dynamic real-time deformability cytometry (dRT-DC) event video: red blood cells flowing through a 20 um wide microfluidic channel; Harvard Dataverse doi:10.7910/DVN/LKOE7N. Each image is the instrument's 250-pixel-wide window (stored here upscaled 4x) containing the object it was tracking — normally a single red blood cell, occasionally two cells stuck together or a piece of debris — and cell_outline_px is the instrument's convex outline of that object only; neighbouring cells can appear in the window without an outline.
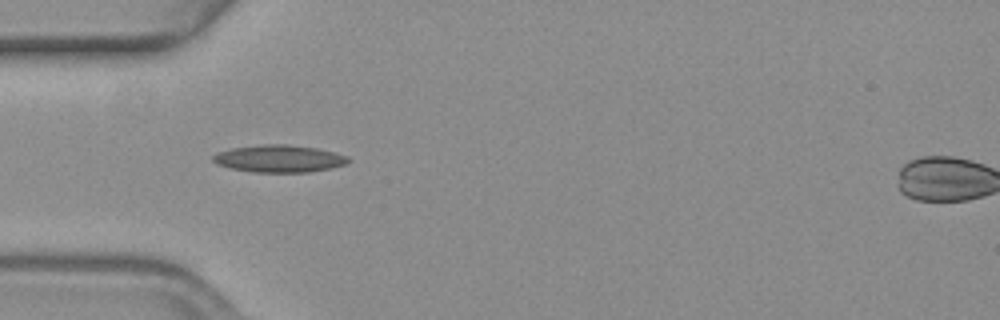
{"species": "common noctule bat (a hibernating species)", "species_latin": "Nyctalus noctula", "temperature_condition": "warm", "stored_images_in_passage": 38, "camera_frame_rate_fps": 3000, "um_per_image_px": 0.085, "animal": {"sex": "female", "body_mass_g": 19.3, "forearm_length_mm": 54.1}, "frame": {"image": 1, "passage_image": 1, "time_ms": 0.0, "image_size_px": [1000, 320], "cell_outline_px": [[352, 160], [344, 164], [332, 168], [308, 172], [252, 172], [232, 168], [216, 164], [212, 160], [212, 156], [216, 152], [232, 148], [260, 144], [288, 144], [316, 148], [348, 156]], "centroid_in_image_um": [23.7, 13.48], "position_along_channel_um": 61.3, "area_um2": 21.56}}
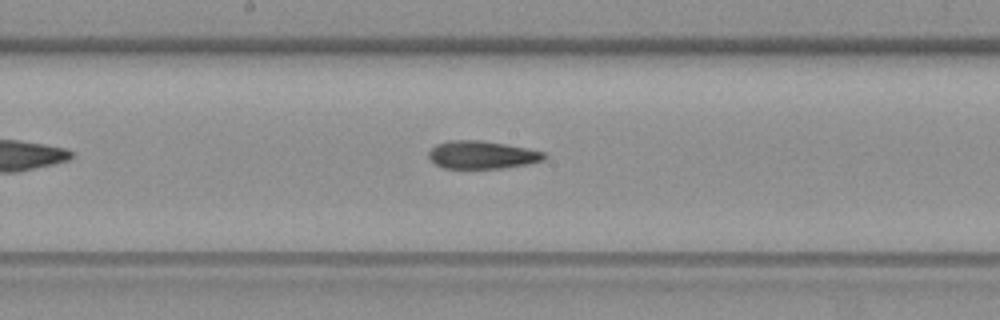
{"frame": {"image": 2, "passage_image": 13, "time_ms": 4.0, "image_size_px": [1000, 320], "cell_outline_px": [[548, 156], [544, 160], [528, 164], [504, 168], [444, 168], [436, 164], [428, 156], [428, 152], [436, 144], [448, 140], [480, 140], [528, 148], [544, 152]], "centroid_in_image_um": [40.99, 13.16], "position_along_channel_um": 207.2, "area_um2": 18.79}}
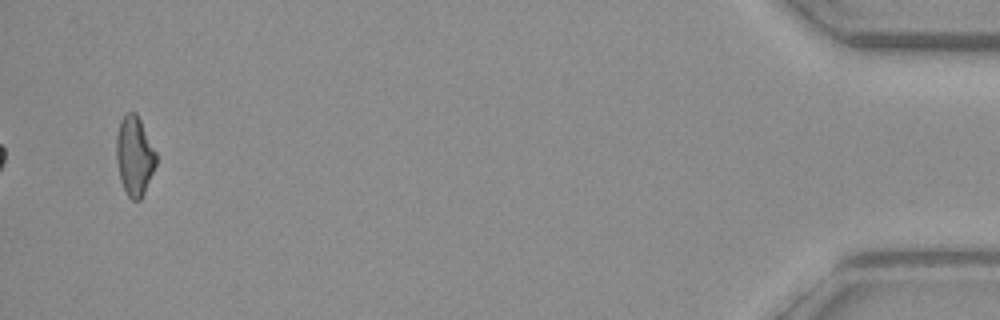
{"frame": {"image": 3, "passage_image": 38, "time_ms": 12.333, "image_size_px": [1000, 320], "cell_outline_px": [[156, 164], [144, 192], [140, 200], [132, 200], [128, 196], [120, 180], [116, 156], [116, 136], [120, 120], [128, 112], [136, 112], [156, 152]], "centroid_in_image_um": [11.42, 13.24], "position_along_channel_um": 423.8, "area_um2": 18.15}}